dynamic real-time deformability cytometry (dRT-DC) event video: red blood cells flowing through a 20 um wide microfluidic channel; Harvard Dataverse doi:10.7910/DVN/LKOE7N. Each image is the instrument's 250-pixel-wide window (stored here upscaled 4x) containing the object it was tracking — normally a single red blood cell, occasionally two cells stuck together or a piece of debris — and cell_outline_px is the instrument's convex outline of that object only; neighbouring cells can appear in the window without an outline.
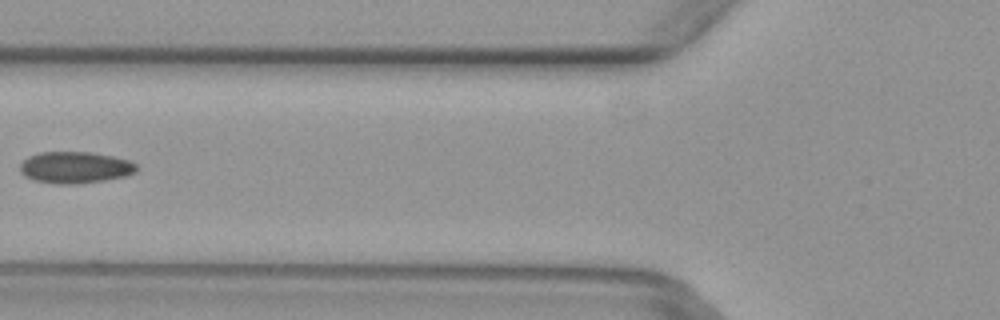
{"species": "common noctule bat (a hibernating species)", "species_latin": "Nyctalus noctula", "temperature_condition": "warm", "stored_images_in_passage": 5, "camera_frame_rate_fps": 3000, "um_per_image_px": 0.085, "animal": {"sex": "female", "body_mass_g": 29.2, "forearm_length_mm": 56.3}, "frame": {"image": 1, "passage_image": 5, "time_ms": 1.333, "image_size_px": [1000, 320], "cell_outline_px": [[136, 172], [124, 176], [104, 180], [76, 184], [56, 184], [32, 180], [24, 176], [20, 172], [20, 164], [28, 156], [40, 152], [92, 152], [112, 156], [128, 160], [136, 164]], "centroid_in_image_um": [6.34, 14.23], "position_along_channel_um": 119.5, "area_um2": 21.5}}